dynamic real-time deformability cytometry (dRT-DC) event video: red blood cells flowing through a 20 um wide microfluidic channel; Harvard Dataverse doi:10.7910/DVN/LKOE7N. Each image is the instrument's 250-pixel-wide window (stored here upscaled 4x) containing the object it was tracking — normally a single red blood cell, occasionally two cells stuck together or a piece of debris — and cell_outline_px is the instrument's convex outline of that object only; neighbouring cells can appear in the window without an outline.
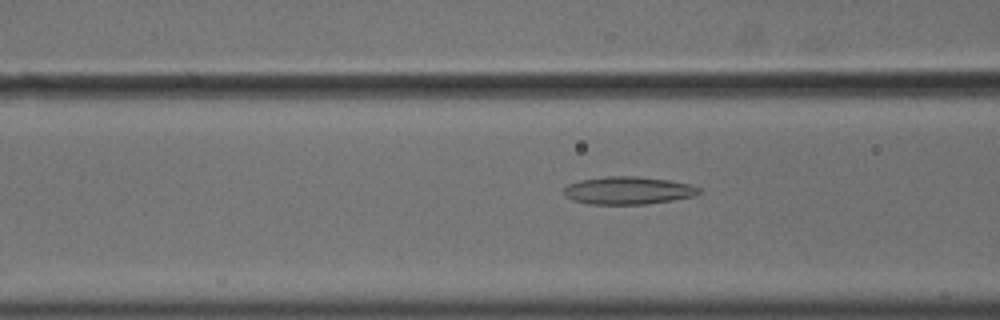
{"species": "common noctule bat (a hibernating species)", "species_latin": "Nyctalus noctula", "temperature_condition": "cold", "stored_images_in_passage": 34, "camera_frame_rate_fps": 3000, "um_per_image_px": 0.085, "animal": {"sex": "male", "body_mass_g": 18.8}, "frame": {"image": 1, "passage_image": 11, "time_ms": 3.333, "image_size_px": [1000, 320], "cell_outline_px": [[700, 192], [696, 196], [672, 200], [644, 204], [588, 204], [572, 200], [564, 196], [564, 188], [568, 184], [580, 180], [608, 176], [640, 176], [668, 180], [692, 184], [700, 188]], "centroid_in_image_um": [53.39, 16.19], "position_along_channel_um": 113.2, "area_um2": 21.96}}
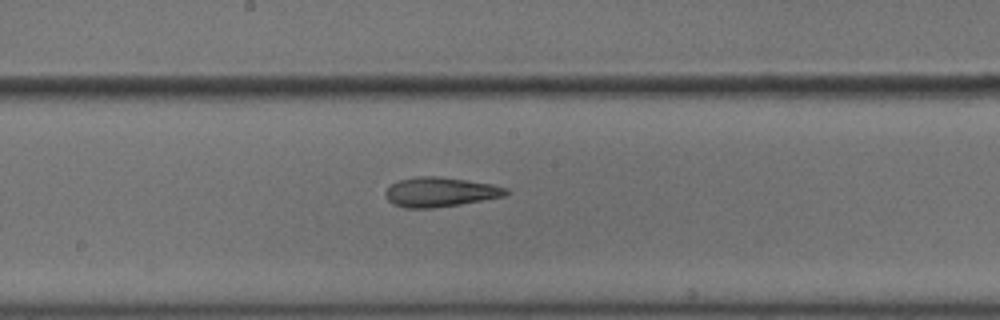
{"frame": {"image": 2, "passage_image": 19, "time_ms": 6.0, "image_size_px": [1000, 320], "cell_outline_px": [[508, 192], [504, 196], [460, 204], [432, 208], [404, 208], [392, 204], [384, 196], [384, 192], [392, 184], [400, 180], [416, 176], [436, 176], [492, 184], [508, 188]], "centroid_in_image_um": [37.37, 16.33], "position_along_channel_um": 210.8, "area_um2": 20.63}}
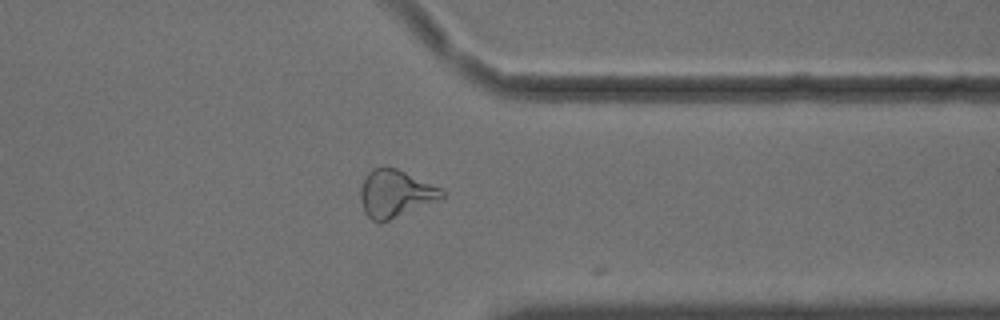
{"frame": {"image": 3, "passage_image": 33, "time_ms": 10.667, "image_size_px": [1000, 320], "cell_outline_px": [[448, 192], [444, 196], [380, 224], [372, 220], [364, 212], [360, 200], [360, 188], [368, 172], [372, 168], [396, 168], [444, 188]], "centroid_in_image_um": [33.6, 16.45], "position_along_channel_um": 377.8, "area_um2": 22.31}, "authors_computed_cell_mechanics": {"area_um2": 20.8658, "velocity_mm_per_s": 3.6392, "shape_relaxation_time_tau1_ms": null, "shape_relaxation_time_tau2_ms": 3.0021, "deformation_change_tau1": null, "deformation_change_tau2": 0.1131}}